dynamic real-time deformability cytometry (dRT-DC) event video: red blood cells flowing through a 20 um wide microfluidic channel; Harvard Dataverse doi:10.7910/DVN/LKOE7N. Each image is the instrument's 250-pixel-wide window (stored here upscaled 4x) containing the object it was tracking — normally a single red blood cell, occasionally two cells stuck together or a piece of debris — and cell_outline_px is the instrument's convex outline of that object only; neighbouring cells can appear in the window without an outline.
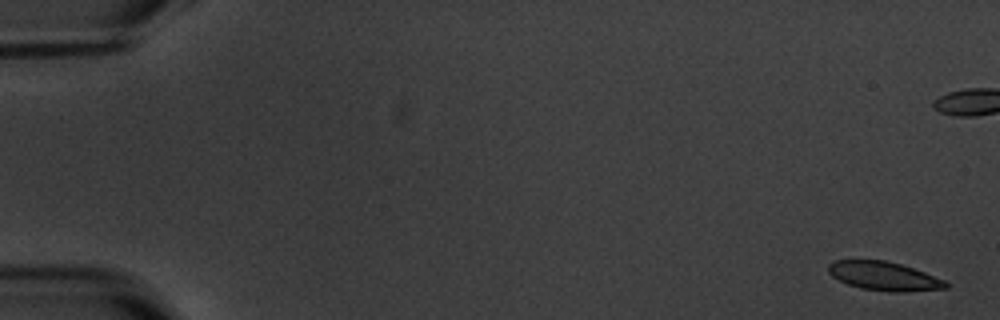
{"species": "common noctule bat (a hibernating species)", "species_latin": "Nyctalus noctula", "temperature_condition": "warm", "stored_images_in_passage": 6, "camera_frame_rate_fps": 3000, "um_per_image_px": 0.085, "animal": {"sex": "male", "body_mass_g": 20.1, "forearm_length_mm": 53.5}, "frame": {"image": 1, "passage_image": 1, "time_ms": 0.0, "image_size_px": [1000, 320], "cell_outline_px": [[948, 288], [908, 292], [888, 292], [860, 288], [848, 284], [832, 276], [828, 272], [828, 264], [836, 260], [884, 260], [900, 264], [924, 272], [944, 280], [948, 284]], "centroid_in_image_um": [75.14, 23.48], "position_along_channel_um": 9.9, "area_um2": 19.65}}